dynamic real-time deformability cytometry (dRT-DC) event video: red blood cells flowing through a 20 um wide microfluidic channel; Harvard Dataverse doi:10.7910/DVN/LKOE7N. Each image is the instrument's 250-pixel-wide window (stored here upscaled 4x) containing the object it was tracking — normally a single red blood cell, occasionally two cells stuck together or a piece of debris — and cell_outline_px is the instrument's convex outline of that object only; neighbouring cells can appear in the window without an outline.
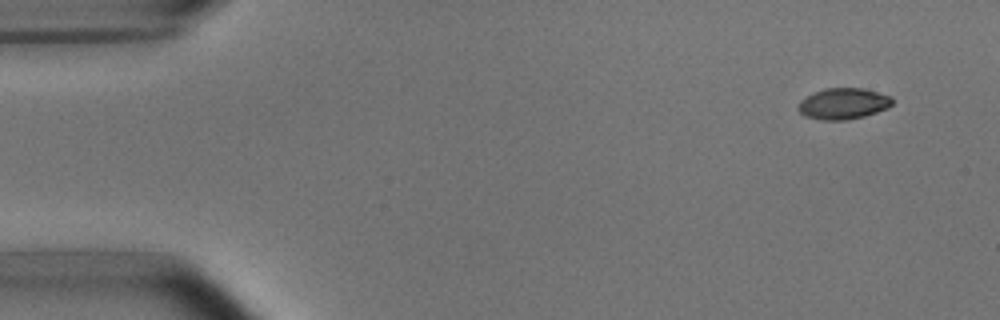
{"species": "common noctule bat (a hibernating species)", "species_latin": "Nyctalus noctula", "temperature_condition": "room temperature", "stored_images_in_passage": 5, "camera_frame_rate_fps": 3000, "um_per_image_px": 0.085, "animal": {"sex": "male", "body_mass_g": 15.6}, "frame": {"image": 1, "passage_image": 1, "time_ms": 0.0, "image_size_px": [1000, 320], "cell_outline_px": [[892, 104], [888, 108], [864, 116], [844, 120], [820, 120], [804, 116], [796, 108], [800, 100], [824, 88], [864, 88], [892, 96]], "centroid_in_image_um": [71.67, 8.81], "position_along_channel_um": 13.3, "area_um2": 17.11}}
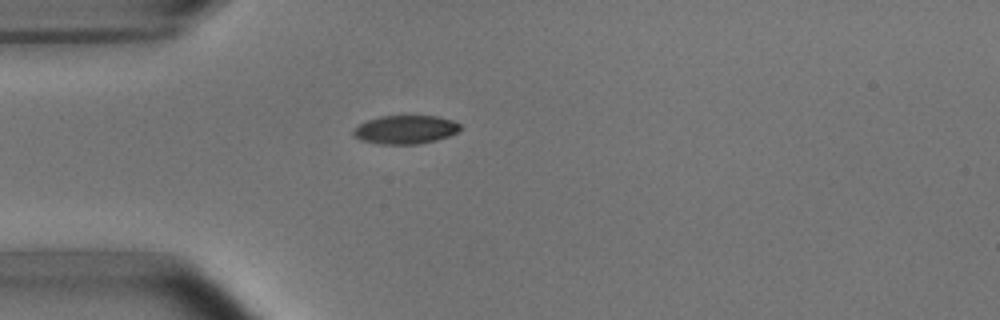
{"frame": {"image": 2, "passage_image": 4, "time_ms": 3.667, "image_size_px": [1000, 320], "cell_outline_px": [[460, 128], [456, 132], [448, 136], [436, 140], [416, 144], [380, 144], [360, 140], [352, 136], [352, 132], [360, 124], [368, 120], [380, 116], [440, 116], [452, 120], [460, 124]], "centroid_in_image_um": [34.44, 11.01], "position_along_channel_um": 50.6, "area_um2": 17.69}}